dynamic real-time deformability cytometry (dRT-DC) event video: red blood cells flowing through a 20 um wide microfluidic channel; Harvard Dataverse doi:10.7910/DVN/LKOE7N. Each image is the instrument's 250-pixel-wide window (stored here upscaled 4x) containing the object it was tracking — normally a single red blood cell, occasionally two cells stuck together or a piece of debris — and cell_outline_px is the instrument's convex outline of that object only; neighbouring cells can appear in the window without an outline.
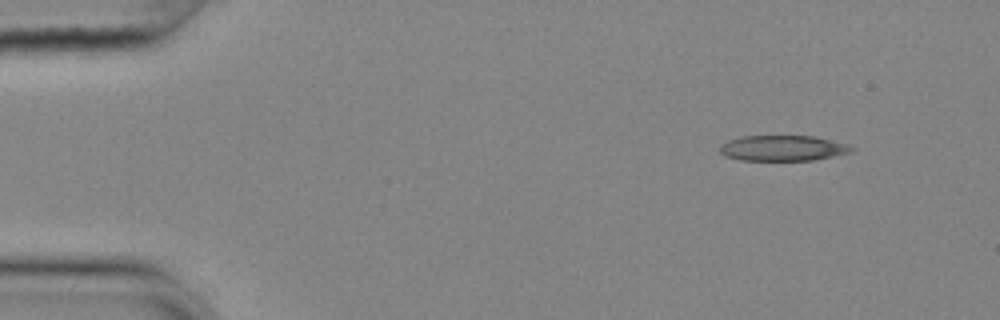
{"species": "common noctule bat (a hibernating species)", "species_latin": "Nyctalus noctula", "temperature_condition": "cold", "stored_images_in_passage": 50, "camera_frame_rate_fps": 3000, "um_per_image_px": 0.085, "animal": {"sex": "female", "body_mass_g": 25.1}, "frame": {"image": 1, "passage_image": 1, "time_ms": 0.0, "image_size_px": [1000, 320], "cell_outline_px": [[856, 148], [852, 152], [812, 160], [740, 160], [728, 156], [720, 152], [720, 144], [728, 140], [740, 136], [812, 136], [848, 144]], "centroid_in_image_um": [66.54, 12.58], "position_along_channel_um": 18.5, "area_um2": 19.48}}
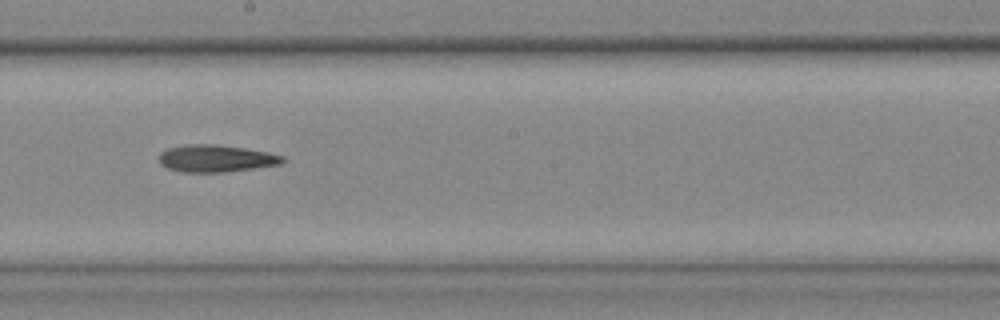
{"frame": {"image": 2, "passage_image": 26, "time_ms": 8.333, "image_size_px": [1000, 320], "cell_outline_px": [[288, 160], [280, 164], [228, 172], [180, 172], [168, 168], [160, 164], [160, 152], [168, 148], [188, 144], [212, 144], [244, 148], [268, 152], [284, 156]], "centroid_in_image_um": [18.38, 13.47], "position_along_channel_um": 229.8, "area_um2": 19.59}}
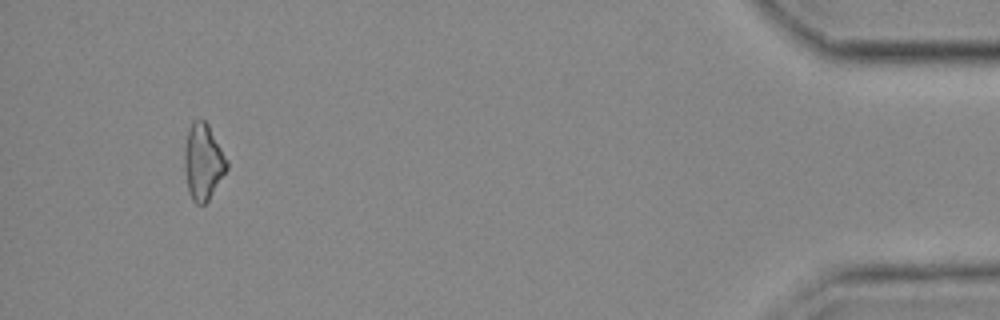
{"frame": {"image": 3, "passage_image": 47, "time_ms": 15.333, "image_size_px": [1000, 320], "cell_outline_px": [[228, 168], [208, 200], [204, 204], [196, 204], [192, 200], [188, 192], [184, 168], [184, 152], [188, 128], [192, 120], [204, 120], [208, 124], [228, 160]], "centroid_in_image_um": [17.25, 13.75], "position_along_channel_um": 417.9, "area_um2": 18.84}}